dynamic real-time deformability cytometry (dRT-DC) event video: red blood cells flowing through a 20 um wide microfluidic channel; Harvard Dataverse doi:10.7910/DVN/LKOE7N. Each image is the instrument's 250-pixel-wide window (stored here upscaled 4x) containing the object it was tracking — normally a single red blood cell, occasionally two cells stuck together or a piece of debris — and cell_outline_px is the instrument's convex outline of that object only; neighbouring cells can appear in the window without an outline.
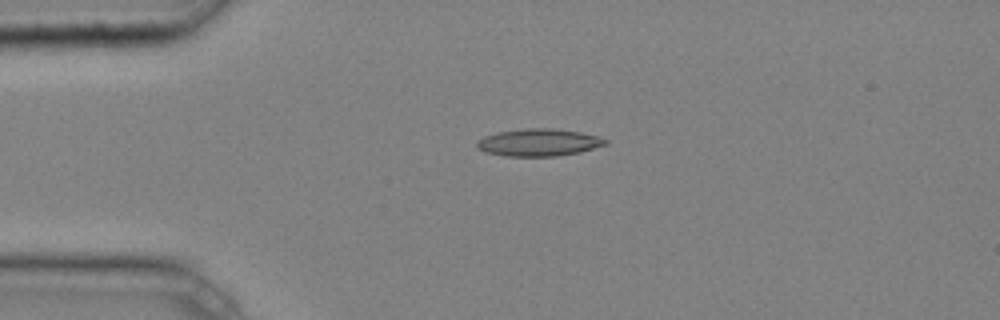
{"species": "common noctule bat (a hibernating species)", "species_latin": "Nyctalus noctula", "temperature_condition": "cold", "stored_images_in_passage": 4, "camera_frame_rate_fps": 3000, "um_per_image_px": 0.085, "animal": {"sex": "male", "body_mass_g": 20.4}, "frame": {"image": 1, "passage_image": 3, "time_ms": 0.667, "image_size_px": [1000, 320], "cell_outline_px": [[608, 144], [580, 152], [556, 156], [504, 156], [484, 152], [476, 148], [476, 140], [484, 136], [496, 132], [524, 128], [556, 128], [580, 132], [596, 136], [608, 140]], "centroid_in_image_um": [45.75, 12.1], "position_along_channel_um": 39.3, "area_um2": 20.69}}